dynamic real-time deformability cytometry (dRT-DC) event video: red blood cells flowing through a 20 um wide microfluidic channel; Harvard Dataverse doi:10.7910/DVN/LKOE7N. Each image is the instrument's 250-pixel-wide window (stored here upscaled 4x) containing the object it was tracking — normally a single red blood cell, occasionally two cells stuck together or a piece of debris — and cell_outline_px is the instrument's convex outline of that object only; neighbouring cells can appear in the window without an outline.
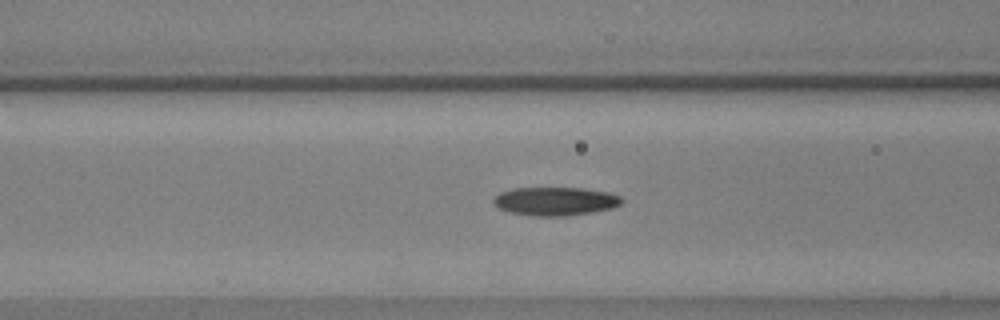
{"species": "common noctule bat (a hibernating species)", "species_latin": "Nyctalus noctula", "temperature_condition": "warm", "stored_images_in_passage": 42, "camera_frame_rate_fps": 3000, "um_per_image_px": 0.085, "animal": {"sex": "male", "body_mass_g": 17.9, "forearm_length_mm": 54.2}, "frame": {"image": 1, "passage_image": 8, "time_ms": 2.333, "image_size_px": [1000, 320], "cell_outline_px": [[624, 200], [620, 204], [612, 208], [592, 212], [564, 216], [536, 216], [512, 212], [500, 208], [492, 204], [492, 200], [500, 192], [512, 188], [580, 188], [608, 192], [620, 196]], "centroid_in_image_um": [47.2, 17.1], "position_along_channel_um": 119.4, "area_um2": 21.15}}
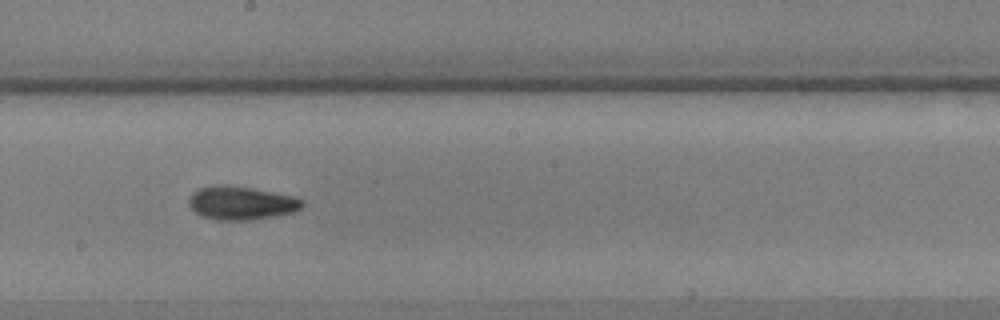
{"frame": {"image": 2, "passage_image": 17, "time_ms": 5.333, "image_size_px": [1000, 320], "cell_outline_px": [[304, 204], [300, 208], [292, 212], [252, 220], [216, 220], [200, 216], [188, 204], [188, 200], [192, 192], [200, 188], [212, 184], [228, 184], [256, 188], [292, 196], [304, 200]], "centroid_in_image_um": [20.46, 17.23], "position_along_channel_um": 227.7, "area_um2": 22.37}}
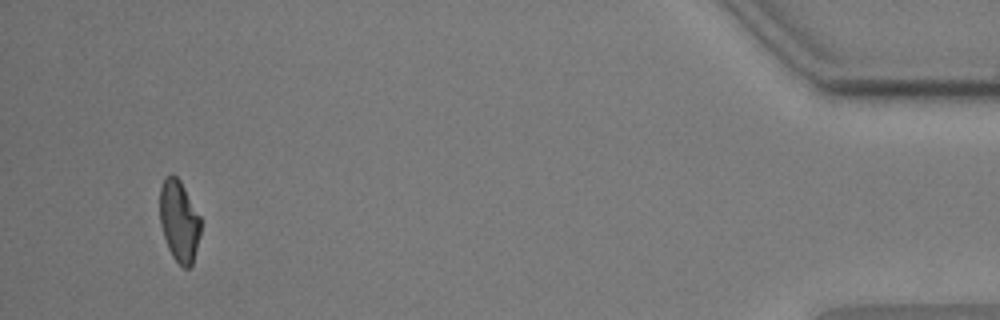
{"frame": {"image": 3, "passage_image": 39, "time_ms": 12.667, "image_size_px": [1000, 320], "cell_outline_px": [[200, 232], [192, 264], [188, 268], [184, 268], [172, 256], [168, 248], [160, 224], [160, 188], [164, 176], [172, 172], [180, 180], [200, 216]], "centroid_in_image_um": [15.2, 18.74], "position_along_channel_um": 420.0, "area_um2": 19.31}, "authors_computed_cell_mechanics": {"area_um2": 20.5768, "velocity_mm_per_s": 3.6066, "shape_relaxation_time_tau1_ms": 4.1281, "shape_relaxation_time_tau2_ms": 6.0305, "deformation_change_tau1": 0.1741, "deformation_change_tau2": 0.1308}}